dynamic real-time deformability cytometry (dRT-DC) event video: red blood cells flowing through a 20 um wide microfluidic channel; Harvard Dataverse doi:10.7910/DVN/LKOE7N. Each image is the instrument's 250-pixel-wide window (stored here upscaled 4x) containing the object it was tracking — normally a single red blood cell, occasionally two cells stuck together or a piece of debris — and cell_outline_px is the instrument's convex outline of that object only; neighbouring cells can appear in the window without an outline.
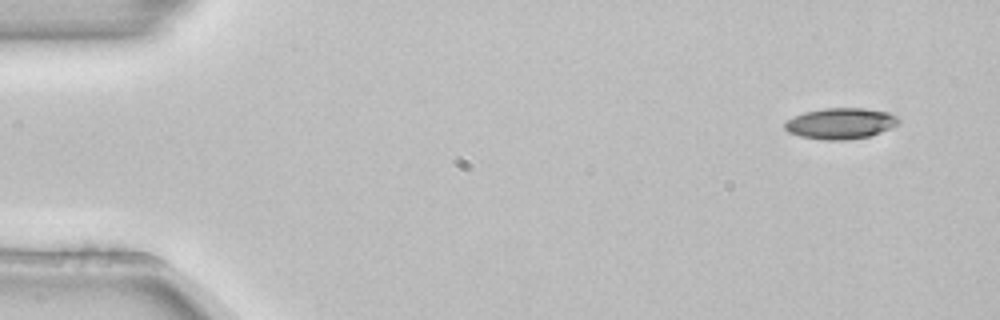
{"species": "common noctule bat (a hibernating species)", "species_latin": "Nyctalus noctula", "temperature_condition": "room temperature", "stored_images_in_passage": 4, "camera_frame_rate_fps": 3000, "um_per_image_px": 0.085, "animal": {"sex": "female", "body_mass_g": 22.7, "forearm_length_mm": 54.2}, "frame": {"image": 1, "passage_image": 1, "time_ms": 0.0, "image_size_px": [1000, 320], "cell_outline_px": [[900, 124], [880, 132], [868, 136], [844, 140], [828, 140], [800, 136], [788, 132], [784, 128], [784, 120], [804, 112], [824, 108], [860, 108], [888, 112], [896, 116], [900, 120]], "centroid_in_image_um": [71.42, 10.49], "position_along_channel_um": 13.6, "area_um2": 20.52}}
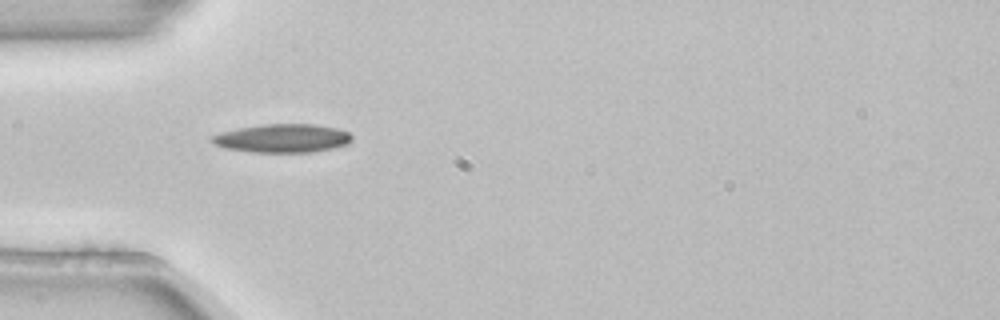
{"frame": {"image": 2, "passage_image": 4, "time_ms": 1.0, "image_size_px": [1000, 320], "cell_outline_px": [[352, 140], [348, 144], [332, 148], [312, 152], [252, 152], [228, 148], [212, 144], [208, 140], [212, 136], [220, 132], [240, 128], [264, 124], [316, 124], [336, 128], [348, 132], [352, 136]], "centroid_in_image_um": [24.0, 11.75], "position_along_channel_um": 61.0, "area_um2": 23.24}}